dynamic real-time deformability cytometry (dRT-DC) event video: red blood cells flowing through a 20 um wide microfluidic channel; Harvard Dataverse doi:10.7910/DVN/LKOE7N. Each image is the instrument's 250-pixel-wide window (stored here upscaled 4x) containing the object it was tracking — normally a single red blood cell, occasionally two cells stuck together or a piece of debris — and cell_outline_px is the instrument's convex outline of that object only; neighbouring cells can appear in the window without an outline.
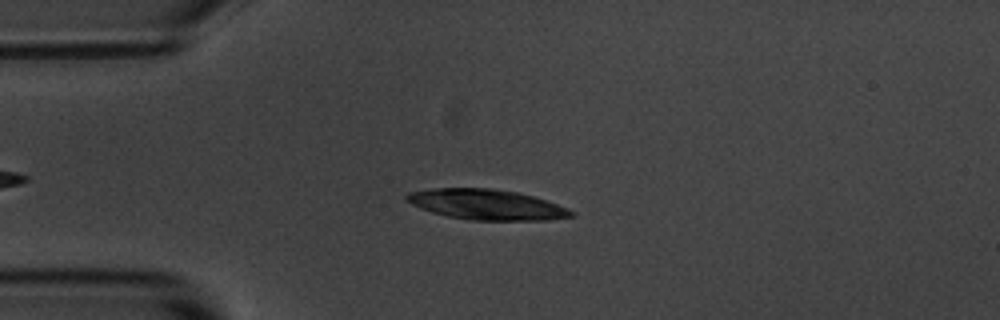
{"species": "common noctule bat (a hibernating species)", "species_latin": "Nyctalus noctula", "temperature_condition": "room temperature", "stored_images_in_passage": 45, "camera_frame_rate_fps": 3000, "um_per_image_px": 0.085, "animal": {"sex": "male", "body_mass_g": 20.1, "forearm_length_mm": 53.5}, "frame": {"image": 1, "passage_image": 7, "time_ms": 2.0, "image_size_px": [1000, 320], "cell_outline_px": [[576, 216], [548, 220], [468, 220], [448, 216], [432, 212], [420, 208], [404, 200], [404, 196], [408, 192], [432, 188], [492, 188], [516, 192], [532, 196], [568, 208], [576, 212]], "centroid_in_image_um": [41.34, 17.39], "position_along_channel_um": 43.7, "area_um2": 29.19}}